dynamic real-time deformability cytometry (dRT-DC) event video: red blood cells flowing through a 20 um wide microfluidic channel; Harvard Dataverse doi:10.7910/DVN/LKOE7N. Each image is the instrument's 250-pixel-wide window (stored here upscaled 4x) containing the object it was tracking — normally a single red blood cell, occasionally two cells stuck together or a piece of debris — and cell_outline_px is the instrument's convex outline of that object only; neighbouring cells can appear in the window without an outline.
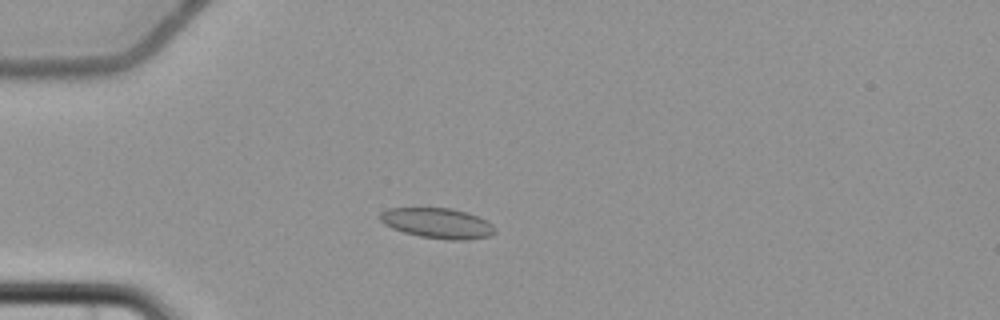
{"species": "common noctule bat (a hibernating species)", "species_latin": "Nyctalus noctula", "temperature_condition": "cold", "stored_images_in_passage": 4, "camera_frame_rate_fps": 3000, "um_per_image_px": 0.085, "animal": {"sex": "female", "body_mass_g": 22.7, "forearm_length_mm": 54.2}, "frame": {"image": 1, "passage_image": 2, "time_ms": 2.667, "image_size_px": [1000, 320], "cell_outline_px": [[496, 232], [488, 236], [468, 240], [448, 240], [420, 236], [404, 232], [392, 228], [384, 224], [380, 220], [380, 212], [388, 208], [452, 208], [468, 212], [488, 220], [496, 228]], "centroid_in_image_um": [37.22, 18.96], "position_along_channel_um": 47.8, "area_um2": 20.46}}
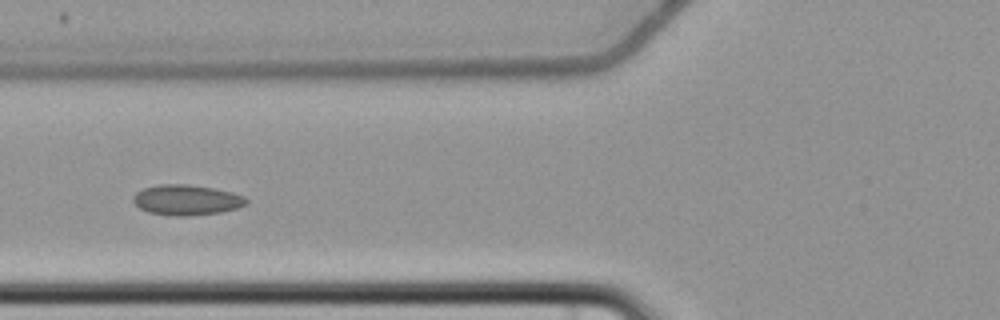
{"frame": {"image": 2, "passage_image": 4, "time_ms": 5.0, "image_size_px": [1000, 320], "cell_outline_px": [[248, 204], [236, 208], [220, 212], [188, 216], [172, 216], [148, 212], [140, 208], [132, 200], [132, 196], [136, 192], [144, 188], [160, 184], [188, 184], [212, 188], [232, 192], [244, 196], [248, 200]], "centroid_in_image_um": [15.85, 17.0], "position_along_channel_um": 109.9, "area_um2": 20.06}}